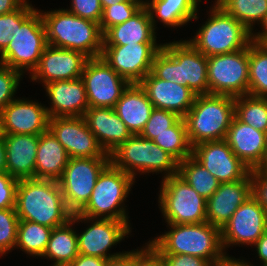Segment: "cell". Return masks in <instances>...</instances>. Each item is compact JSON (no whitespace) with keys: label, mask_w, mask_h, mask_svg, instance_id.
Wrapping results in <instances>:
<instances>
[{"label":"cell","mask_w":267,"mask_h":266,"mask_svg":"<svg viewBox=\"0 0 267 266\" xmlns=\"http://www.w3.org/2000/svg\"><path fill=\"white\" fill-rule=\"evenodd\" d=\"M153 109L139 83H131L114 106V111L132 135L141 133Z\"/></svg>","instance_id":"cell-27"},{"label":"cell","mask_w":267,"mask_h":266,"mask_svg":"<svg viewBox=\"0 0 267 266\" xmlns=\"http://www.w3.org/2000/svg\"><path fill=\"white\" fill-rule=\"evenodd\" d=\"M257 253L260 266H267V230L264 234L252 245Z\"/></svg>","instance_id":"cell-49"},{"label":"cell","mask_w":267,"mask_h":266,"mask_svg":"<svg viewBox=\"0 0 267 266\" xmlns=\"http://www.w3.org/2000/svg\"><path fill=\"white\" fill-rule=\"evenodd\" d=\"M158 205L165 223L189 224L206 222L207 200L178 174L160 182Z\"/></svg>","instance_id":"cell-9"},{"label":"cell","mask_w":267,"mask_h":266,"mask_svg":"<svg viewBox=\"0 0 267 266\" xmlns=\"http://www.w3.org/2000/svg\"><path fill=\"white\" fill-rule=\"evenodd\" d=\"M49 130L65 148L69 158L109 157L83 116L50 118Z\"/></svg>","instance_id":"cell-17"},{"label":"cell","mask_w":267,"mask_h":266,"mask_svg":"<svg viewBox=\"0 0 267 266\" xmlns=\"http://www.w3.org/2000/svg\"><path fill=\"white\" fill-rule=\"evenodd\" d=\"M2 126H1V118H0V137L2 136Z\"/></svg>","instance_id":"cell-58"},{"label":"cell","mask_w":267,"mask_h":266,"mask_svg":"<svg viewBox=\"0 0 267 266\" xmlns=\"http://www.w3.org/2000/svg\"><path fill=\"white\" fill-rule=\"evenodd\" d=\"M132 266H163L160 253L149 243L132 250Z\"/></svg>","instance_id":"cell-45"},{"label":"cell","mask_w":267,"mask_h":266,"mask_svg":"<svg viewBox=\"0 0 267 266\" xmlns=\"http://www.w3.org/2000/svg\"><path fill=\"white\" fill-rule=\"evenodd\" d=\"M87 223V228L77 232L78 252L86 256L110 259L125 251L110 253L111 248L131 235L130 221L89 218L75 213V223ZM109 252V253H108Z\"/></svg>","instance_id":"cell-13"},{"label":"cell","mask_w":267,"mask_h":266,"mask_svg":"<svg viewBox=\"0 0 267 266\" xmlns=\"http://www.w3.org/2000/svg\"><path fill=\"white\" fill-rule=\"evenodd\" d=\"M252 196L267 212V170H251Z\"/></svg>","instance_id":"cell-46"},{"label":"cell","mask_w":267,"mask_h":266,"mask_svg":"<svg viewBox=\"0 0 267 266\" xmlns=\"http://www.w3.org/2000/svg\"><path fill=\"white\" fill-rule=\"evenodd\" d=\"M267 98V44L249 43V93Z\"/></svg>","instance_id":"cell-35"},{"label":"cell","mask_w":267,"mask_h":266,"mask_svg":"<svg viewBox=\"0 0 267 266\" xmlns=\"http://www.w3.org/2000/svg\"><path fill=\"white\" fill-rule=\"evenodd\" d=\"M234 115L241 122L267 133V98L250 94L235 97Z\"/></svg>","instance_id":"cell-36"},{"label":"cell","mask_w":267,"mask_h":266,"mask_svg":"<svg viewBox=\"0 0 267 266\" xmlns=\"http://www.w3.org/2000/svg\"><path fill=\"white\" fill-rule=\"evenodd\" d=\"M19 218L15 208L0 209V256L15 250Z\"/></svg>","instance_id":"cell-39"},{"label":"cell","mask_w":267,"mask_h":266,"mask_svg":"<svg viewBox=\"0 0 267 266\" xmlns=\"http://www.w3.org/2000/svg\"><path fill=\"white\" fill-rule=\"evenodd\" d=\"M252 170H267V151H266V155H265V158H264L262 165L258 168L252 169Z\"/></svg>","instance_id":"cell-56"},{"label":"cell","mask_w":267,"mask_h":266,"mask_svg":"<svg viewBox=\"0 0 267 266\" xmlns=\"http://www.w3.org/2000/svg\"><path fill=\"white\" fill-rule=\"evenodd\" d=\"M124 1H140V0H100L103 9L108 6H112L115 5L116 3H121Z\"/></svg>","instance_id":"cell-55"},{"label":"cell","mask_w":267,"mask_h":266,"mask_svg":"<svg viewBox=\"0 0 267 266\" xmlns=\"http://www.w3.org/2000/svg\"><path fill=\"white\" fill-rule=\"evenodd\" d=\"M141 2H143L144 4L147 2V0H140Z\"/></svg>","instance_id":"cell-60"},{"label":"cell","mask_w":267,"mask_h":266,"mask_svg":"<svg viewBox=\"0 0 267 266\" xmlns=\"http://www.w3.org/2000/svg\"><path fill=\"white\" fill-rule=\"evenodd\" d=\"M163 266H214L210 261L183 254H160Z\"/></svg>","instance_id":"cell-47"},{"label":"cell","mask_w":267,"mask_h":266,"mask_svg":"<svg viewBox=\"0 0 267 266\" xmlns=\"http://www.w3.org/2000/svg\"><path fill=\"white\" fill-rule=\"evenodd\" d=\"M192 156L220 183L245 179L251 172L225 140L199 143L192 147Z\"/></svg>","instance_id":"cell-18"},{"label":"cell","mask_w":267,"mask_h":266,"mask_svg":"<svg viewBox=\"0 0 267 266\" xmlns=\"http://www.w3.org/2000/svg\"><path fill=\"white\" fill-rule=\"evenodd\" d=\"M2 134L40 135L49 130L46 105L38 100L15 98L0 113Z\"/></svg>","instance_id":"cell-20"},{"label":"cell","mask_w":267,"mask_h":266,"mask_svg":"<svg viewBox=\"0 0 267 266\" xmlns=\"http://www.w3.org/2000/svg\"><path fill=\"white\" fill-rule=\"evenodd\" d=\"M216 4L251 33L256 23L259 26L267 13V0H218Z\"/></svg>","instance_id":"cell-34"},{"label":"cell","mask_w":267,"mask_h":266,"mask_svg":"<svg viewBox=\"0 0 267 266\" xmlns=\"http://www.w3.org/2000/svg\"><path fill=\"white\" fill-rule=\"evenodd\" d=\"M156 109L168 110L183 118L193 106L196 94L187 86L157 78L149 72L140 82Z\"/></svg>","instance_id":"cell-21"},{"label":"cell","mask_w":267,"mask_h":266,"mask_svg":"<svg viewBox=\"0 0 267 266\" xmlns=\"http://www.w3.org/2000/svg\"><path fill=\"white\" fill-rule=\"evenodd\" d=\"M68 160L65 148L50 130L40 134L36 152L35 179L58 181Z\"/></svg>","instance_id":"cell-30"},{"label":"cell","mask_w":267,"mask_h":266,"mask_svg":"<svg viewBox=\"0 0 267 266\" xmlns=\"http://www.w3.org/2000/svg\"><path fill=\"white\" fill-rule=\"evenodd\" d=\"M88 59L81 52L48 44L37 67L28 75L30 82L42 83L44 86L53 81L80 78Z\"/></svg>","instance_id":"cell-19"},{"label":"cell","mask_w":267,"mask_h":266,"mask_svg":"<svg viewBox=\"0 0 267 266\" xmlns=\"http://www.w3.org/2000/svg\"><path fill=\"white\" fill-rule=\"evenodd\" d=\"M162 44L103 45L100 57L130 83H139L151 72L154 57Z\"/></svg>","instance_id":"cell-15"},{"label":"cell","mask_w":267,"mask_h":266,"mask_svg":"<svg viewBox=\"0 0 267 266\" xmlns=\"http://www.w3.org/2000/svg\"><path fill=\"white\" fill-rule=\"evenodd\" d=\"M40 135L3 134L6 172L17 180L35 179L36 152Z\"/></svg>","instance_id":"cell-25"},{"label":"cell","mask_w":267,"mask_h":266,"mask_svg":"<svg viewBox=\"0 0 267 266\" xmlns=\"http://www.w3.org/2000/svg\"><path fill=\"white\" fill-rule=\"evenodd\" d=\"M209 94L233 97L249 93V45L233 53L207 57Z\"/></svg>","instance_id":"cell-11"},{"label":"cell","mask_w":267,"mask_h":266,"mask_svg":"<svg viewBox=\"0 0 267 266\" xmlns=\"http://www.w3.org/2000/svg\"><path fill=\"white\" fill-rule=\"evenodd\" d=\"M260 29L258 32L257 30L251 33V41L261 44H267V13L260 23Z\"/></svg>","instance_id":"cell-52"},{"label":"cell","mask_w":267,"mask_h":266,"mask_svg":"<svg viewBox=\"0 0 267 266\" xmlns=\"http://www.w3.org/2000/svg\"><path fill=\"white\" fill-rule=\"evenodd\" d=\"M53 228L27 220H19L15 249L28 256L42 257Z\"/></svg>","instance_id":"cell-33"},{"label":"cell","mask_w":267,"mask_h":266,"mask_svg":"<svg viewBox=\"0 0 267 266\" xmlns=\"http://www.w3.org/2000/svg\"><path fill=\"white\" fill-rule=\"evenodd\" d=\"M180 117L171 111L154 108L150 118L139 134L143 138L153 140L156 136L168 131Z\"/></svg>","instance_id":"cell-41"},{"label":"cell","mask_w":267,"mask_h":266,"mask_svg":"<svg viewBox=\"0 0 267 266\" xmlns=\"http://www.w3.org/2000/svg\"><path fill=\"white\" fill-rule=\"evenodd\" d=\"M106 266H132V250L108 259Z\"/></svg>","instance_id":"cell-50"},{"label":"cell","mask_w":267,"mask_h":266,"mask_svg":"<svg viewBox=\"0 0 267 266\" xmlns=\"http://www.w3.org/2000/svg\"><path fill=\"white\" fill-rule=\"evenodd\" d=\"M252 196L251 174L245 179L220 183L206 203V221L220 230L238 207Z\"/></svg>","instance_id":"cell-23"},{"label":"cell","mask_w":267,"mask_h":266,"mask_svg":"<svg viewBox=\"0 0 267 266\" xmlns=\"http://www.w3.org/2000/svg\"><path fill=\"white\" fill-rule=\"evenodd\" d=\"M178 175L206 200L220 185V182L192 155L179 162Z\"/></svg>","instance_id":"cell-32"},{"label":"cell","mask_w":267,"mask_h":266,"mask_svg":"<svg viewBox=\"0 0 267 266\" xmlns=\"http://www.w3.org/2000/svg\"><path fill=\"white\" fill-rule=\"evenodd\" d=\"M108 259H103L96 256H86L79 254L70 264L67 266H106Z\"/></svg>","instance_id":"cell-48"},{"label":"cell","mask_w":267,"mask_h":266,"mask_svg":"<svg viewBox=\"0 0 267 266\" xmlns=\"http://www.w3.org/2000/svg\"><path fill=\"white\" fill-rule=\"evenodd\" d=\"M23 74L7 66L0 67V113L16 97Z\"/></svg>","instance_id":"cell-42"},{"label":"cell","mask_w":267,"mask_h":266,"mask_svg":"<svg viewBox=\"0 0 267 266\" xmlns=\"http://www.w3.org/2000/svg\"><path fill=\"white\" fill-rule=\"evenodd\" d=\"M214 266H254L250 260L244 258H235L232 255H226L223 259L217 262Z\"/></svg>","instance_id":"cell-51"},{"label":"cell","mask_w":267,"mask_h":266,"mask_svg":"<svg viewBox=\"0 0 267 266\" xmlns=\"http://www.w3.org/2000/svg\"><path fill=\"white\" fill-rule=\"evenodd\" d=\"M224 140L250 170L262 165L267 151V133L241 122L234 115Z\"/></svg>","instance_id":"cell-24"},{"label":"cell","mask_w":267,"mask_h":266,"mask_svg":"<svg viewBox=\"0 0 267 266\" xmlns=\"http://www.w3.org/2000/svg\"><path fill=\"white\" fill-rule=\"evenodd\" d=\"M234 111L233 96L196 95L193 106L183 117L191 147L206 141L224 140Z\"/></svg>","instance_id":"cell-5"},{"label":"cell","mask_w":267,"mask_h":266,"mask_svg":"<svg viewBox=\"0 0 267 266\" xmlns=\"http://www.w3.org/2000/svg\"><path fill=\"white\" fill-rule=\"evenodd\" d=\"M10 38L9 45L1 53L3 65L23 75L27 72L31 74L48 45L40 9L37 8Z\"/></svg>","instance_id":"cell-10"},{"label":"cell","mask_w":267,"mask_h":266,"mask_svg":"<svg viewBox=\"0 0 267 266\" xmlns=\"http://www.w3.org/2000/svg\"><path fill=\"white\" fill-rule=\"evenodd\" d=\"M83 117L89 130L96 136L99 145L107 154L132 135L114 108L89 107Z\"/></svg>","instance_id":"cell-26"},{"label":"cell","mask_w":267,"mask_h":266,"mask_svg":"<svg viewBox=\"0 0 267 266\" xmlns=\"http://www.w3.org/2000/svg\"><path fill=\"white\" fill-rule=\"evenodd\" d=\"M50 100L49 117H82L89 108L83 80H58L43 86Z\"/></svg>","instance_id":"cell-22"},{"label":"cell","mask_w":267,"mask_h":266,"mask_svg":"<svg viewBox=\"0 0 267 266\" xmlns=\"http://www.w3.org/2000/svg\"><path fill=\"white\" fill-rule=\"evenodd\" d=\"M0 172H6V149L3 135L0 137Z\"/></svg>","instance_id":"cell-54"},{"label":"cell","mask_w":267,"mask_h":266,"mask_svg":"<svg viewBox=\"0 0 267 266\" xmlns=\"http://www.w3.org/2000/svg\"><path fill=\"white\" fill-rule=\"evenodd\" d=\"M74 225L75 214L66 224L53 228L41 257L52 261L50 266H67L79 255L77 230Z\"/></svg>","instance_id":"cell-31"},{"label":"cell","mask_w":267,"mask_h":266,"mask_svg":"<svg viewBox=\"0 0 267 266\" xmlns=\"http://www.w3.org/2000/svg\"><path fill=\"white\" fill-rule=\"evenodd\" d=\"M22 4L28 5V6H33L32 3H30V0H19Z\"/></svg>","instance_id":"cell-57"},{"label":"cell","mask_w":267,"mask_h":266,"mask_svg":"<svg viewBox=\"0 0 267 266\" xmlns=\"http://www.w3.org/2000/svg\"><path fill=\"white\" fill-rule=\"evenodd\" d=\"M168 231L148 242L160 254H183L204 258L213 265L223 259L221 230L210 223L171 224Z\"/></svg>","instance_id":"cell-3"},{"label":"cell","mask_w":267,"mask_h":266,"mask_svg":"<svg viewBox=\"0 0 267 266\" xmlns=\"http://www.w3.org/2000/svg\"><path fill=\"white\" fill-rule=\"evenodd\" d=\"M267 230V212L250 196L233 213L221 229V240L225 254L231 246H251ZM241 245V246H240Z\"/></svg>","instance_id":"cell-16"},{"label":"cell","mask_w":267,"mask_h":266,"mask_svg":"<svg viewBox=\"0 0 267 266\" xmlns=\"http://www.w3.org/2000/svg\"><path fill=\"white\" fill-rule=\"evenodd\" d=\"M16 214L49 228L66 224L73 213L67 208L58 181L45 179L19 180L16 190Z\"/></svg>","instance_id":"cell-2"},{"label":"cell","mask_w":267,"mask_h":266,"mask_svg":"<svg viewBox=\"0 0 267 266\" xmlns=\"http://www.w3.org/2000/svg\"><path fill=\"white\" fill-rule=\"evenodd\" d=\"M3 66V62H2V59H1V54H0V67Z\"/></svg>","instance_id":"cell-59"},{"label":"cell","mask_w":267,"mask_h":266,"mask_svg":"<svg viewBox=\"0 0 267 266\" xmlns=\"http://www.w3.org/2000/svg\"><path fill=\"white\" fill-rule=\"evenodd\" d=\"M143 6L144 3L141 1H124L104 8L99 22L102 33L104 34L110 27L124 23Z\"/></svg>","instance_id":"cell-38"},{"label":"cell","mask_w":267,"mask_h":266,"mask_svg":"<svg viewBox=\"0 0 267 266\" xmlns=\"http://www.w3.org/2000/svg\"><path fill=\"white\" fill-rule=\"evenodd\" d=\"M109 157L114 167L129 174L134 180L139 174L161 173V179L178 174L179 162L153 140L139 134L131 135Z\"/></svg>","instance_id":"cell-6"},{"label":"cell","mask_w":267,"mask_h":266,"mask_svg":"<svg viewBox=\"0 0 267 266\" xmlns=\"http://www.w3.org/2000/svg\"><path fill=\"white\" fill-rule=\"evenodd\" d=\"M69 12L78 17L92 20L99 23L102 17L103 8L100 0H71Z\"/></svg>","instance_id":"cell-43"},{"label":"cell","mask_w":267,"mask_h":266,"mask_svg":"<svg viewBox=\"0 0 267 266\" xmlns=\"http://www.w3.org/2000/svg\"><path fill=\"white\" fill-rule=\"evenodd\" d=\"M153 142L172 155L178 162L192 155V147L187 138L186 124L179 118L168 131L156 136Z\"/></svg>","instance_id":"cell-37"},{"label":"cell","mask_w":267,"mask_h":266,"mask_svg":"<svg viewBox=\"0 0 267 266\" xmlns=\"http://www.w3.org/2000/svg\"><path fill=\"white\" fill-rule=\"evenodd\" d=\"M208 18L188 41L206 57L233 53L246 48L251 32L234 17L213 3Z\"/></svg>","instance_id":"cell-7"},{"label":"cell","mask_w":267,"mask_h":266,"mask_svg":"<svg viewBox=\"0 0 267 266\" xmlns=\"http://www.w3.org/2000/svg\"><path fill=\"white\" fill-rule=\"evenodd\" d=\"M18 182L8 172H0V209L15 208Z\"/></svg>","instance_id":"cell-44"},{"label":"cell","mask_w":267,"mask_h":266,"mask_svg":"<svg viewBox=\"0 0 267 266\" xmlns=\"http://www.w3.org/2000/svg\"><path fill=\"white\" fill-rule=\"evenodd\" d=\"M22 3L19 0H0V15L17 10Z\"/></svg>","instance_id":"cell-53"},{"label":"cell","mask_w":267,"mask_h":266,"mask_svg":"<svg viewBox=\"0 0 267 266\" xmlns=\"http://www.w3.org/2000/svg\"><path fill=\"white\" fill-rule=\"evenodd\" d=\"M151 72L162 80L187 86L196 95L209 94L207 57L187 39L163 43Z\"/></svg>","instance_id":"cell-1"},{"label":"cell","mask_w":267,"mask_h":266,"mask_svg":"<svg viewBox=\"0 0 267 266\" xmlns=\"http://www.w3.org/2000/svg\"><path fill=\"white\" fill-rule=\"evenodd\" d=\"M135 182L129 174L109 163L98 176L89 201L78 214L89 218L130 221L124 202Z\"/></svg>","instance_id":"cell-8"},{"label":"cell","mask_w":267,"mask_h":266,"mask_svg":"<svg viewBox=\"0 0 267 266\" xmlns=\"http://www.w3.org/2000/svg\"><path fill=\"white\" fill-rule=\"evenodd\" d=\"M81 79L84 82L89 107L114 108L131 84L100 56L86 61Z\"/></svg>","instance_id":"cell-14"},{"label":"cell","mask_w":267,"mask_h":266,"mask_svg":"<svg viewBox=\"0 0 267 266\" xmlns=\"http://www.w3.org/2000/svg\"><path fill=\"white\" fill-rule=\"evenodd\" d=\"M40 13L49 45L78 51L88 58L101 55L103 33L99 23L78 17L67 8L40 10Z\"/></svg>","instance_id":"cell-4"},{"label":"cell","mask_w":267,"mask_h":266,"mask_svg":"<svg viewBox=\"0 0 267 266\" xmlns=\"http://www.w3.org/2000/svg\"><path fill=\"white\" fill-rule=\"evenodd\" d=\"M36 10L33 6L22 4L17 10L0 15V54L7 48L11 36L17 28Z\"/></svg>","instance_id":"cell-40"},{"label":"cell","mask_w":267,"mask_h":266,"mask_svg":"<svg viewBox=\"0 0 267 266\" xmlns=\"http://www.w3.org/2000/svg\"><path fill=\"white\" fill-rule=\"evenodd\" d=\"M155 31L149 11L143 6L124 23L110 27L103 34V45L157 43Z\"/></svg>","instance_id":"cell-28"},{"label":"cell","mask_w":267,"mask_h":266,"mask_svg":"<svg viewBox=\"0 0 267 266\" xmlns=\"http://www.w3.org/2000/svg\"><path fill=\"white\" fill-rule=\"evenodd\" d=\"M110 163V157L69 158L58 180L67 208L78 213L89 201L98 176Z\"/></svg>","instance_id":"cell-12"},{"label":"cell","mask_w":267,"mask_h":266,"mask_svg":"<svg viewBox=\"0 0 267 266\" xmlns=\"http://www.w3.org/2000/svg\"><path fill=\"white\" fill-rule=\"evenodd\" d=\"M201 0H147L144 6L148 9L152 25L157 23L164 27L177 29L184 27L192 20L199 19L198 6Z\"/></svg>","instance_id":"cell-29"}]
</instances>
